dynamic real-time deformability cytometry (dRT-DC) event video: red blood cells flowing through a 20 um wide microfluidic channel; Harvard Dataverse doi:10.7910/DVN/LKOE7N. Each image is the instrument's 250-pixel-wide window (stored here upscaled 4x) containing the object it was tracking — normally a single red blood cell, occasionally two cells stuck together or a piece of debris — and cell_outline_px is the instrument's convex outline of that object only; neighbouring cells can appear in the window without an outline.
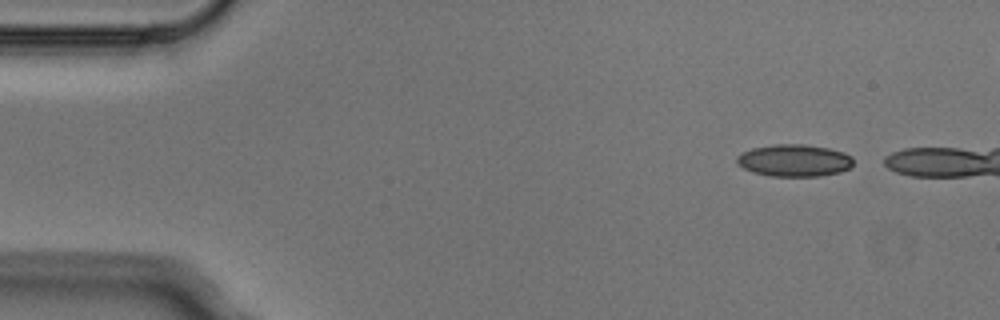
{"species": "Egyptian fruit bat (a non-hibernating species)", "species_latin": "Rousettus aegyptiacus", "temperature_condition": "cold", "stored_images_in_passage": 4, "camera_frame_rate_fps": 3000, "um_per_image_px": 0.085, "animal": {"sex": "male"}, "frame": {"image": 1, "passage_image": 1, "time_ms": 0.0, "image_size_px": [1000, 320], "cell_outline_px": [[852, 164], [848, 168], [840, 172], [820, 176], [772, 176], [752, 172], [736, 164], [736, 156], [752, 148], [772, 144], [804, 144], [828, 148], [844, 152], [852, 156]], "centroid_in_image_um": [67.49, 13.63], "position_along_channel_um": 17.5, "area_um2": 21.85}}